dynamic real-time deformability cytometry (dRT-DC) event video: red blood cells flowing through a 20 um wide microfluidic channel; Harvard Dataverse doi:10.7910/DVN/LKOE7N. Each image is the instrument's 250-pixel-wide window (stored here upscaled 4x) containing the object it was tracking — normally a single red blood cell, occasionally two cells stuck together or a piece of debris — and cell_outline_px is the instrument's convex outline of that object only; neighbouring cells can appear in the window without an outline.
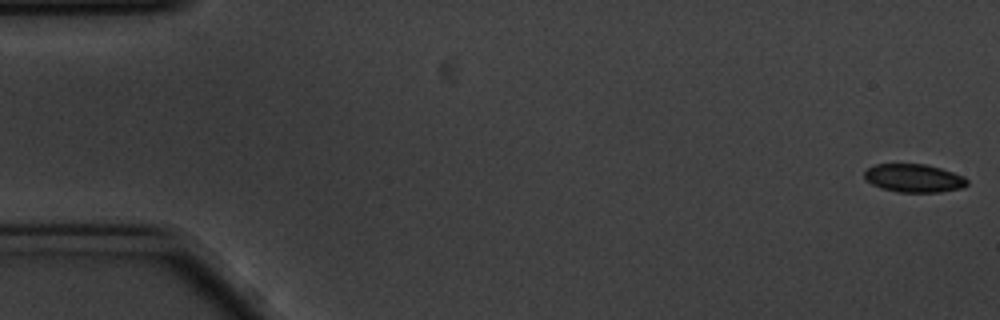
{"species": "common noctule bat (a hibernating species)", "species_latin": "Nyctalus noctula", "temperature_condition": "cold", "stored_images_in_passage": 57, "camera_frame_rate_fps": 3000, "um_per_image_px": 0.085, "animal": {"sex": "male", "body_mass_g": 20.1, "forearm_length_mm": 53.5}, "frame": {"image": 1, "passage_image": 1, "time_ms": 0.0, "image_size_px": [1000, 320], "cell_outline_px": [[968, 184], [964, 188], [940, 192], [896, 192], [880, 188], [864, 180], [864, 172], [868, 168], [876, 164], [924, 164], [940, 168], [964, 176], [968, 180]], "centroid_in_image_um": [77.68, 15.15], "position_along_channel_um": 7.3, "area_um2": 17.05}}
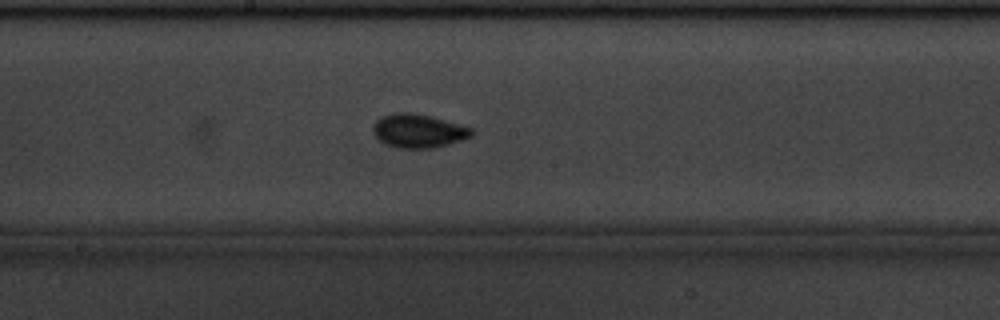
{"frame": {"image": 2, "passage_image": 30, "time_ms": 9.667, "image_size_px": [1000, 320], "cell_outline_px": [[476, 132], [472, 136], [436, 148], [396, 148], [384, 144], [372, 132], [372, 128], [376, 120], [380, 116], [392, 112], [412, 112], [460, 124], [472, 128]], "centroid_in_image_um": [35.54, 11.12], "position_along_channel_um": 212.7, "area_um2": 19.54}}
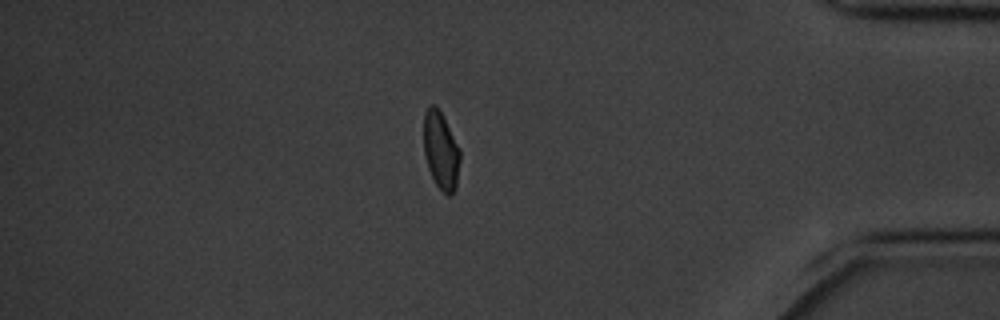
{"frame": {"image": 3, "passage_image": 49, "time_ms": 16.0, "image_size_px": [1000, 320], "cell_outline_px": [[460, 160], [456, 188], [448, 196], [436, 184], [428, 168], [424, 156], [424, 112], [432, 104], [436, 104], [440, 108], [460, 148]], "centroid_in_image_um": [37.48, 12.74], "position_along_channel_um": 397.7, "area_um2": 16.65}, "authors_computed_cell_mechanics": {"area_um2": 17.34, "velocity_mm_per_s": 3.4836, "shape_relaxation_time_tau1_ms": null, "shape_relaxation_time_tau2_ms": 0.6057, "deformation_change_tau1": null, "deformation_change_tau2": 0.0519}}